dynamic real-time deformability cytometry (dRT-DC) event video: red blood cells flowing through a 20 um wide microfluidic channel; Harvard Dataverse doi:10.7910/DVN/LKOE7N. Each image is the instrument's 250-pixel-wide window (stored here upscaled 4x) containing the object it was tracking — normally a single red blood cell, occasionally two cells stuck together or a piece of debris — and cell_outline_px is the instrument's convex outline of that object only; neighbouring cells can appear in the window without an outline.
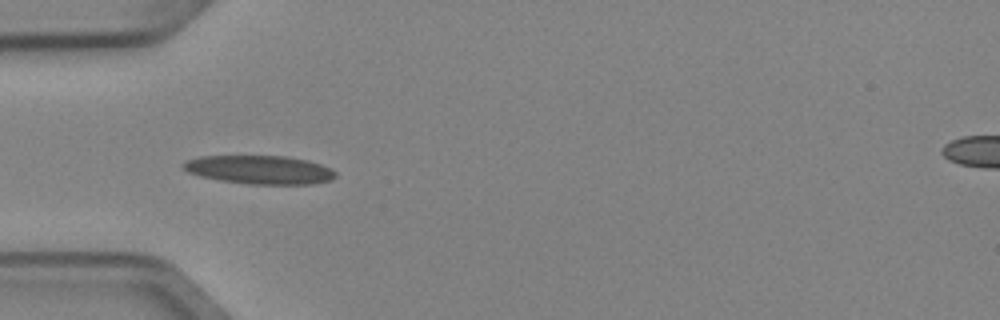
{"species": "Egyptian fruit bat (a non-hibernating species)", "species_latin": "Rousettus aegyptiacus", "temperature_condition": "cold", "stored_images_in_passage": 3, "camera_frame_rate_fps": 3000, "um_per_image_px": 0.085, "animal": {"sex": "female"}, "frame": {"image": 1, "passage_image": 1, "time_ms": 0.0, "image_size_px": [1000, 320], "cell_outline_px": [[336, 176], [332, 180], [312, 184], [248, 184], [220, 180], [200, 176], [188, 172], [180, 164], [184, 160], [200, 156], [288, 156], [308, 160], [332, 168], [336, 172]], "centroid_in_image_um": [22.07, 14.42], "position_along_channel_um": 62.9, "area_um2": 25.55}}
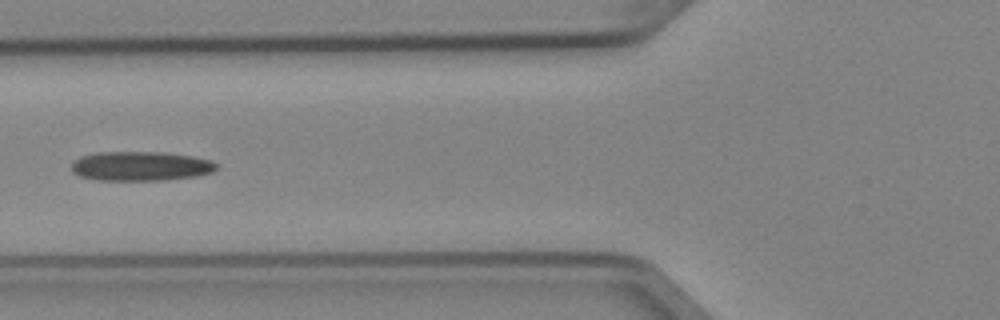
{"frame": {"image": 2, "passage_image": 2, "time_ms": 0.333, "image_size_px": [1000, 320], "cell_outline_px": [[216, 168], [212, 172], [196, 176], [164, 180], [100, 180], [80, 176], [72, 172], [72, 164], [80, 156], [100, 152], [160, 152], [192, 156], [212, 160], [216, 164]], "centroid_in_image_um": [11.96, 14.12], "position_along_channel_um": 113.8, "area_um2": 24.68}}
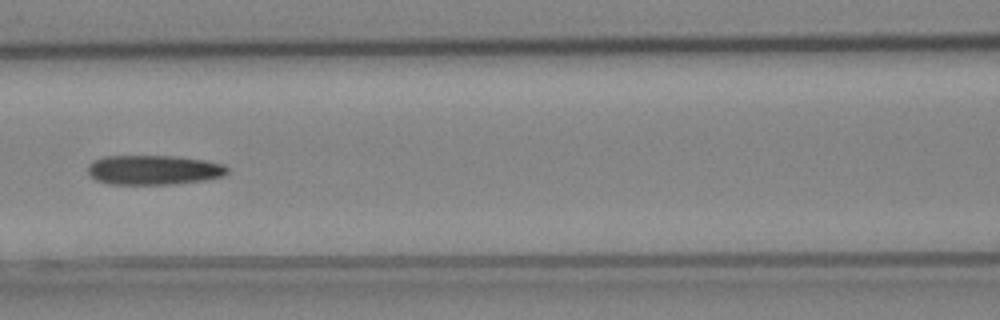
{"frame": {"image": 3, "passage_image": 3, "time_ms": 0.667, "image_size_px": [1000, 320], "cell_outline_px": [[228, 172], [224, 176], [204, 180], [172, 184], [112, 184], [96, 180], [88, 172], [88, 164], [92, 160], [104, 156], [176, 156], [204, 160], [224, 164], [228, 168]], "centroid_in_image_um": [13.07, 14.44], "position_along_channel_um": 153.5, "area_um2": 24.1}}